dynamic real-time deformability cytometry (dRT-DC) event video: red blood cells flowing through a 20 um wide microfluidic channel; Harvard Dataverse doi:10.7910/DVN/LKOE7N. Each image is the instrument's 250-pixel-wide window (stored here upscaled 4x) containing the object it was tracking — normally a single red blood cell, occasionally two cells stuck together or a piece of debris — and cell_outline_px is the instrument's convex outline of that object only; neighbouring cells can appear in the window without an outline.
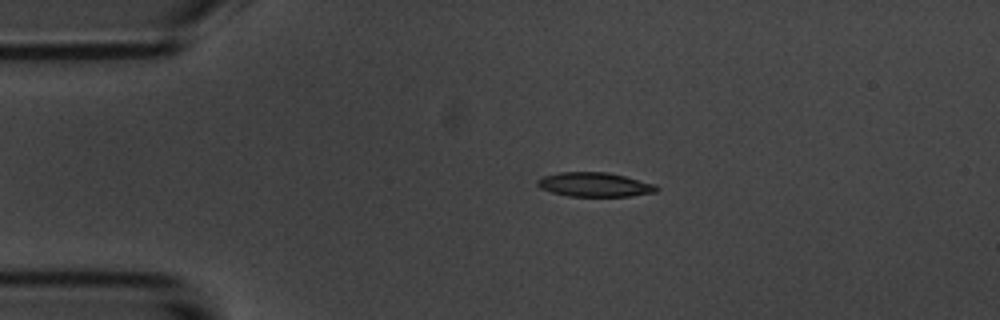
{"species": "common noctule bat (a hibernating species)", "species_latin": "Nyctalus noctula", "temperature_condition": "room temperature", "stored_images_in_passage": 29, "camera_frame_rate_fps": 3000, "um_per_image_px": 0.085, "animal": {"sex": "male", "body_mass_g": 20.1, "forearm_length_mm": 53.5}, "frame": {"image": 1, "passage_image": 1, "time_ms": 0.0, "image_size_px": [1000, 320], "cell_outline_px": [[660, 188], [656, 192], [632, 196], [568, 196], [552, 192], [540, 188], [536, 184], [536, 180], [544, 176], [560, 172], [608, 172], [656, 184]], "centroid_in_image_um": [50.56, 15.69], "position_along_channel_um": 34.4, "area_um2": 16.88}}
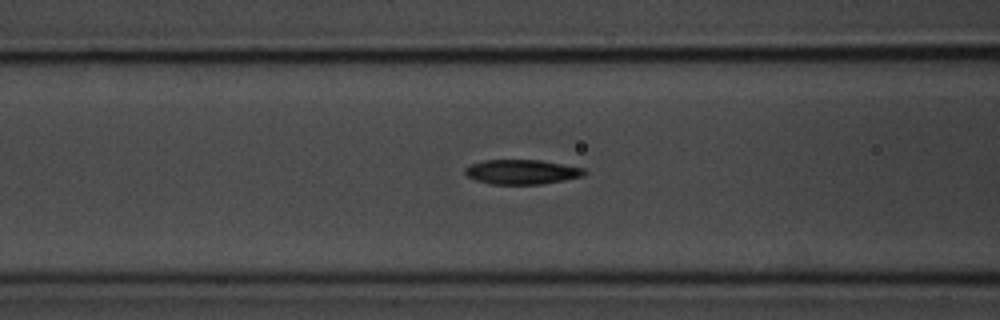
{"frame": {"image": 2, "passage_image": 11, "time_ms": 3.333, "image_size_px": [1000, 320], "cell_outline_px": [[588, 172], [584, 176], [544, 184], [492, 184], [476, 180], [468, 176], [464, 172], [464, 168], [472, 164], [484, 160], [540, 160], [584, 168]], "centroid_in_image_um": [44.38, 14.61], "position_along_channel_um": 122.2, "area_um2": 17.11}}
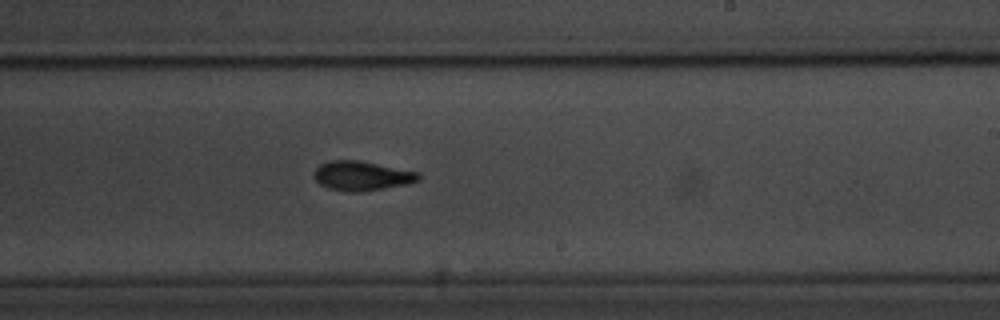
{"frame": {"image": 3, "passage_image": 22, "time_ms": 7.0, "image_size_px": [1000, 320], "cell_outline_px": [[420, 180], [408, 184], [360, 192], [348, 192], [328, 188], [320, 184], [312, 176], [312, 172], [320, 164], [328, 160], [360, 160], [420, 172]], "centroid_in_image_um": [30.74, 14.94], "position_along_channel_um": 258.3, "area_um2": 18.21}}